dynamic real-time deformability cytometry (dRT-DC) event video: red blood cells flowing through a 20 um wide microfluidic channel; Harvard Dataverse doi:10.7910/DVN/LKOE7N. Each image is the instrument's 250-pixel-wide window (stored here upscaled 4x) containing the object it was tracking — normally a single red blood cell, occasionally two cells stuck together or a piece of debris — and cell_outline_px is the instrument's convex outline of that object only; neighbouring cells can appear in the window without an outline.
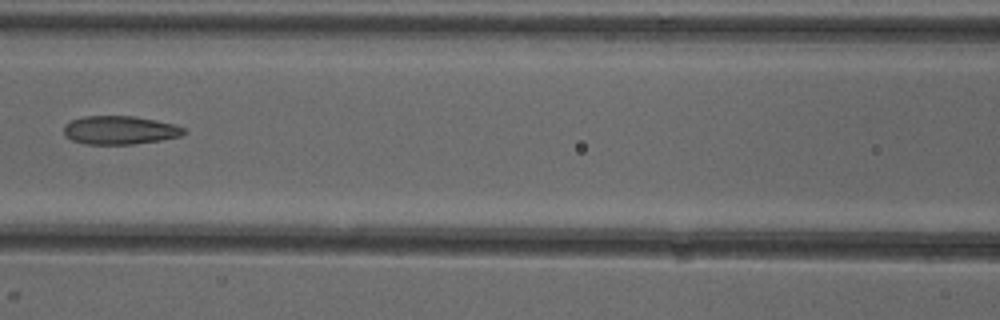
{"species": "common noctule bat (a hibernating species)", "species_latin": "Nyctalus noctula", "temperature_condition": "cold", "stored_images_in_passage": 7, "camera_frame_rate_fps": 3000, "um_per_image_px": 0.085, "animal": {"sex": "female"}, "frame": {"image": 1, "passage_image": 7, "time_ms": 7.0, "image_size_px": [1000, 320], "cell_outline_px": [[184, 132], [180, 136], [160, 140], [132, 144], [84, 144], [72, 140], [64, 136], [64, 124], [72, 120], [84, 116], [136, 116], [176, 124], [184, 128]], "centroid_in_image_um": [10.16, 11.05], "position_along_channel_um": 156.4, "area_um2": 19.94}}